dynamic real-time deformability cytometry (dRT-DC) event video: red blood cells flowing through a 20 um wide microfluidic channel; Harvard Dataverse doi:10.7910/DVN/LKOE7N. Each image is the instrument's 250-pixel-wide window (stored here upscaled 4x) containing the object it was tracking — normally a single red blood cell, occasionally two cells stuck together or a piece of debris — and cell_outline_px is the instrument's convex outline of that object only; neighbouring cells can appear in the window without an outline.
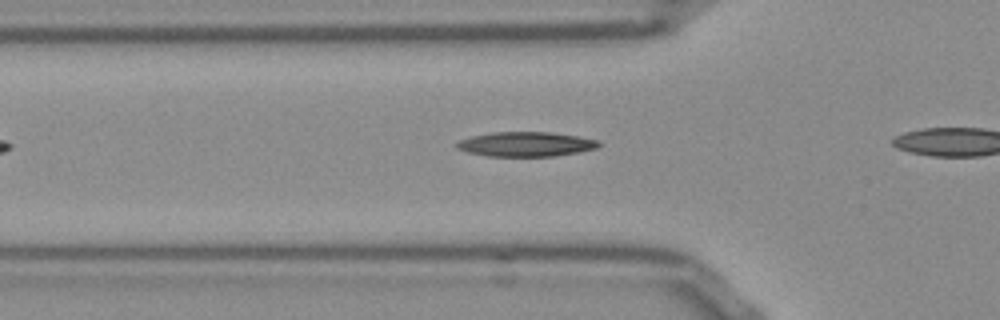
{"species": "Egyptian fruit bat (a non-hibernating species)", "species_latin": "Rousettus aegyptiacus", "temperature_condition": "room temperature", "stored_images_in_passage": 8, "camera_frame_rate_fps": 3000, "um_per_image_px": 0.085, "frame": {"image": 1, "passage_image": 3, "time_ms": 0.667, "image_size_px": [1000, 320], "cell_outline_px": [[600, 144], [596, 148], [556, 156], [488, 156], [468, 152], [456, 148], [456, 144], [460, 140], [472, 136], [492, 132], [552, 132], [600, 140]], "centroid_in_image_um": [44.7, 12.25], "position_along_channel_um": 81.1, "area_um2": 20.23}}
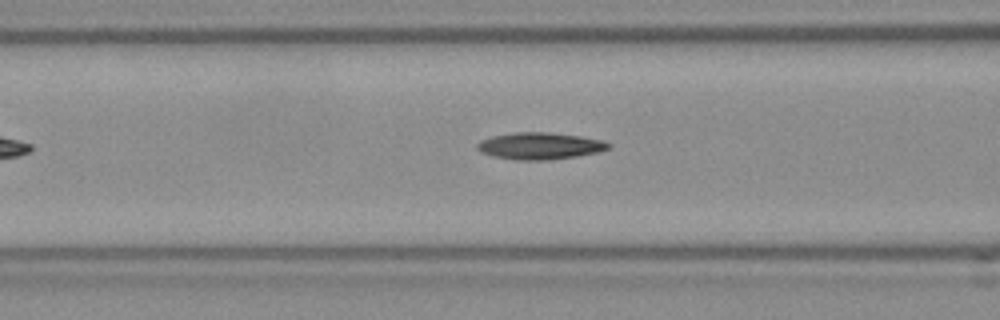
{"frame": {"image": 2, "passage_image": 6, "time_ms": 1.667, "image_size_px": [1000, 320], "cell_outline_px": [[612, 144], [608, 148], [596, 152], [576, 156], [548, 160], [516, 160], [492, 156], [480, 152], [476, 148], [476, 144], [480, 140], [492, 136], [512, 132], [548, 132], [580, 136], [604, 140]], "centroid_in_image_um": [45.84, 12.4], "position_along_channel_um": 120.8, "area_um2": 20.63}}